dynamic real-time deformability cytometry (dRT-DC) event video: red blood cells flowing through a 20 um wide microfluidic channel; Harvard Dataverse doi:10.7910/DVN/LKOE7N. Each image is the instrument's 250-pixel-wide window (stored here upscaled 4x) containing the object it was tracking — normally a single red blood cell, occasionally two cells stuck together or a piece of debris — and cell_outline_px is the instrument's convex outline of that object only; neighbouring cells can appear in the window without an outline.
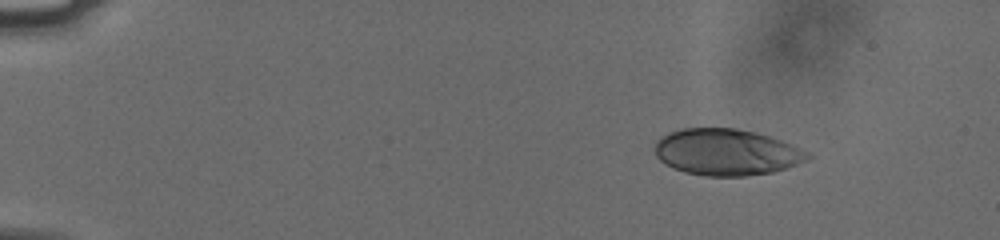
{"species": "human", "species_latin": "Homo sapiens", "temperature_condition": "cold", "stored_images_in_passage": 49, "camera_frame_rate_fps": 3000, "um_per_image_px": 0.085, "donor": {"sex": "male"}, "frame": {"image": 1, "passage_image": 1, "time_ms": 0.0, "image_size_px": [1000, 240], "cell_outline_px": [[812, 156], [796, 164], [772, 172], [748, 176], [704, 176], [684, 172], [672, 168], [664, 164], [656, 156], [656, 140], [668, 132], [680, 128], [736, 128], [756, 132], [792, 144], [808, 152]], "centroid_in_image_um": [61.71, 12.93], "position_along_channel_um": 23.3, "area_um2": 41.38}}
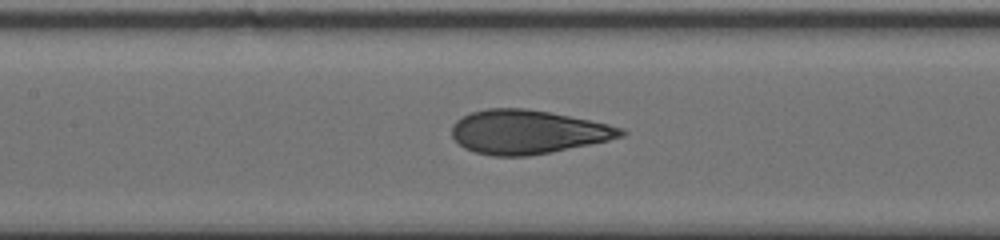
{"frame": {"image": 2, "passage_image": 21, "time_ms": 6.667, "image_size_px": [1000, 240], "cell_outline_px": [[628, 132], [624, 136], [608, 140], [528, 156], [492, 156], [476, 152], [464, 148], [452, 136], [452, 128], [456, 120], [472, 112], [488, 108], [528, 108], [608, 124], [620, 128]], "centroid_in_image_um": [44.82, 11.21], "position_along_channel_um": 162.6, "area_um2": 42.66}}
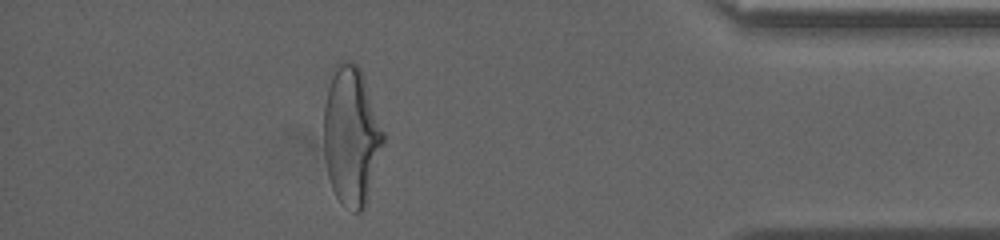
{"frame": {"image": 3, "passage_image": 43, "time_ms": 14.0, "image_size_px": [1000, 240], "cell_outline_px": [[384, 140], [368, 196], [364, 208], [360, 212], [352, 212], [336, 196], [332, 188], [328, 176], [324, 156], [324, 104], [332, 68], [340, 60], [352, 60], [360, 68], [384, 132]], "centroid_in_image_um": [29.83, 11.51], "position_along_channel_um": 405.4, "area_um2": 47.86}, "authors_computed_cell_mechanics": {"area_um2": 42.6564, "velocity_mm_per_s": 3.7846, "shape_relaxation_time_tau1_ms": 5.3409, "shape_relaxation_time_tau2_ms": 0.7037, "deformation_change_tau1": 0.2036, "deformation_change_tau2": 0.0681}}